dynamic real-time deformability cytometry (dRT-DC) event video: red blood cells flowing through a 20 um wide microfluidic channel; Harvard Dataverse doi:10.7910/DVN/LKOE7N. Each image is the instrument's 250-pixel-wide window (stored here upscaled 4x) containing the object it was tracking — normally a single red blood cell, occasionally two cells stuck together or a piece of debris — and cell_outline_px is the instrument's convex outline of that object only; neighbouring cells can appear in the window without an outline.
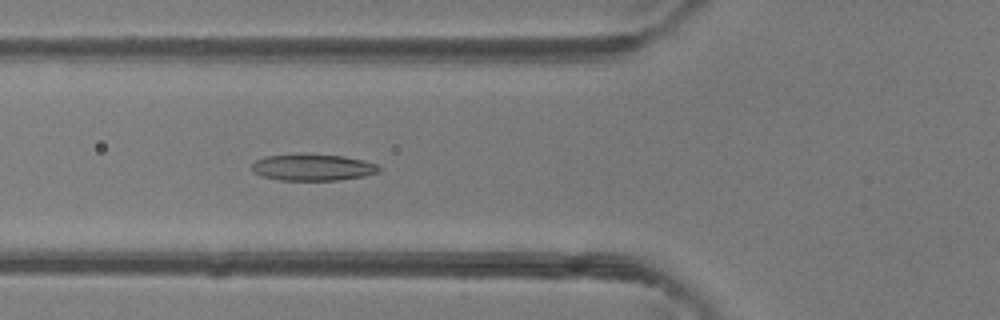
{"species": "common noctule bat (a hibernating species)", "species_latin": "Nyctalus noctula", "temperature_condition": "room temperature", "stored_images_in_passage": 48, "camera_frame_rate_fps": 3000, "um_per_image_px": 0.085, "animal": {"sex": "female"}, "frame": {"image": 1, "passage_image": 18, "time_ms": 5.667, "image_size_px": [1000, 320], "cell_outline_px": [[384, 168], [380, 172], [364, 176], [340, 180], [280, 180], [260, 176], [252, 172], [252, 164], [256, 160], [264, 156], [344, 156], [364, 160], [380, 164]], "centroid_in_image_um": [26.66, 14.26], "position_along_channel_um": 99.1, "area_um2": 19.36}}
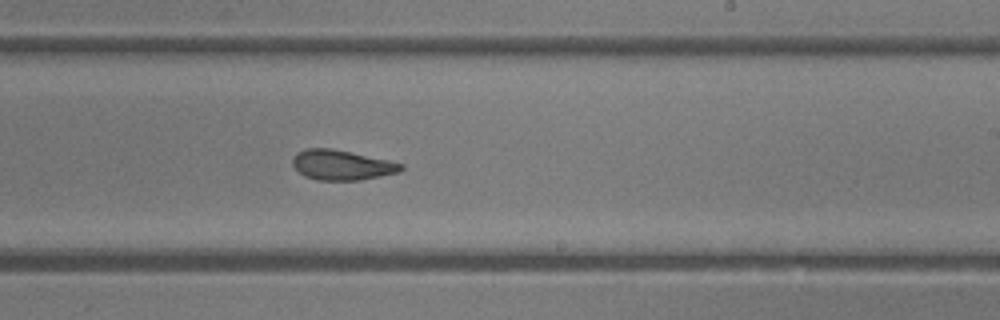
{"frame": {"image": 2, "passage_image": 29, "time_ms": 9.333, "image_size_px": [1000, 320], "cell_outline_px": [[404, 168], [400, 172], [360, 180], [316, 180], [304, 176], [292, 164], [292, 156], [296, 152], [308, 148], [332, 148], [388, 160], [404, 164]], "centroid_in_image_um": [29.04, 14.02], "position_along_channel_um": 260.0, "area_um2": 19.02}}
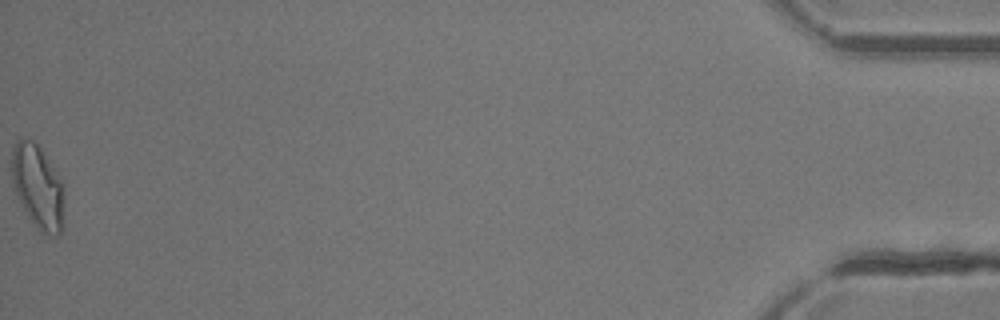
{"frame": {"image": 3, "passage_image": 48, "time_ms": 15.667, "image_size_px": [1000, 320], "cell_outline_px": [[64, 228], [60, 236], [52, 236], [40, 232], [28, 216], [12, 184], [12, 148], [16, 140], [32, 140], [36, 144], [64, 184]], "centroid_in_image_um": [3.25, 15.96], "position_along_channel_um": 431.9, "area_um2": 25.55}, "authors_computed_cell_mechanics": {"area_um2": 20.23, "velocity_mm_per_s": 4.369, "shape_relaxation_time_tau1_ms": 4.0327, "shape_relaxation_time_tau2_ms": 1.7963, "deformation_change_tau1": 0.1538, "deformation_change_tau2": 0.1042}}